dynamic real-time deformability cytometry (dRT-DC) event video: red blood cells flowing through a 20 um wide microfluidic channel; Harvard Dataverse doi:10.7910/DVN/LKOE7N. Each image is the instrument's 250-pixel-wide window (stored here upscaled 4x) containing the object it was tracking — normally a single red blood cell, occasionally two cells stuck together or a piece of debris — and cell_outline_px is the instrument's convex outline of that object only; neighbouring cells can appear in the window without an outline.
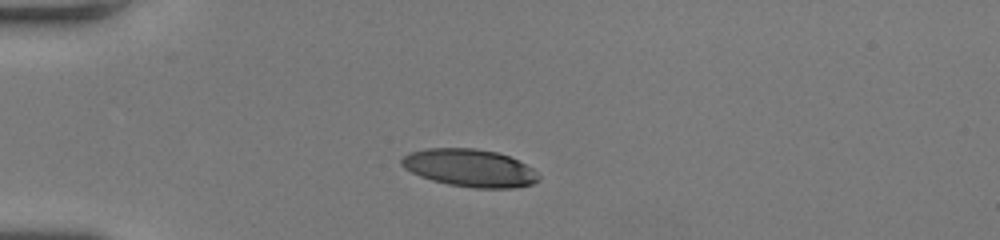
{"species": "human", "species_latin": "Homo sapiens", "temperature_condition": "room temperature", "stored_images_in_passage": 39, "camera_frame_rate_fps": 3000, "um_per_image_px": 0.085, "donor": {"sex": "female"}, "frame": {"image": 1, "passage_image": 1, "time_ms": 0.0, "image_size_px": [1000, 240], "cell_outline_px": [[540, 180], [532, 184], [512, 188], [472, 188], [448, 184], [432, 180], [420, 176], [404, 168], [400, 164], [400, 160], [408, 152], [428, 148], [476, 148], [496, 152], [508, 156], [532, 168], [540, 176]], "centroid_in_image_um": [39.91, 14.28], "position_along_channel_um": 45.1, "area_um2": 30.06}}
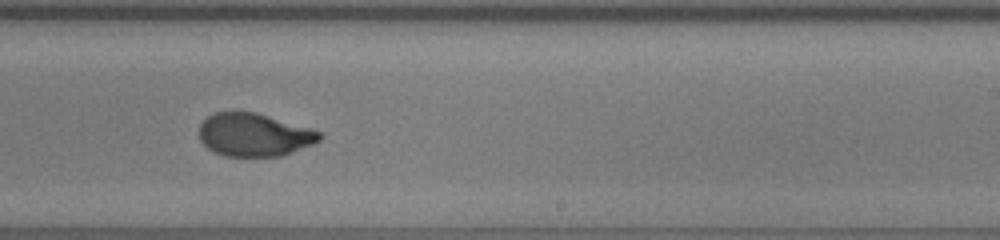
{"frame": {"image": 2, "passage_image": 20, "time_ms": 6.333, "image_size_px": [1000, 240], "cell_outline_px": [[324, 136], [320, 140], [312, 144], [280, 156], [224, 156], [208, 148], [200, 140], [200, 124], [208, 116], [216, 112], [256, 112], [312, 128], [324, 132]], "centroid_in_image_um": [21.64, 11.45], "position_along_channel_um": 267.4, "area_um2": 30.17}}
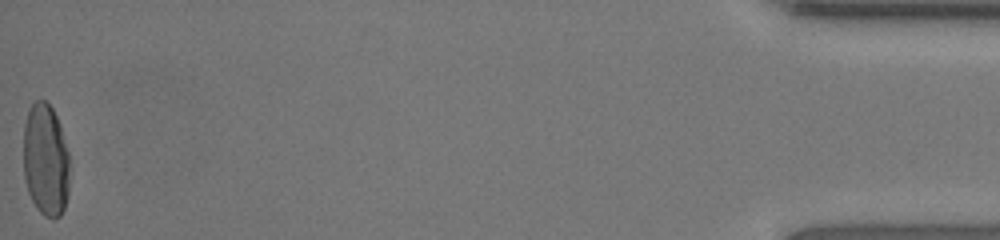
{"frame": {"image": 3, "passage_image": 39, "time_ms": 12.667, "image_size_px": [1000, 240], "cell_outline_px": [[68, 196], [64, 208], [60, 216], [52, 220], [44, 216], [36, 208], [28, 192], [24, 176], [24, 124], [28, 112], [32, 104], [36, 100], [44, 100], [52, 108], [60, 124], [68, 152]], "centroid_in_image_um": [3.88, 13.63], "position_along_channel_um": 431.3, "area_um2": 30.35}, "authors_computed_cell_mechanics": {"area_um2": 31.0386, "velocity_mm_per_s": 4.0443, "shape_relaxation_time_tau1_ms": 6.5072, "shape_relaxation_time_tau2_ms": 0.8241, "deformation_change_tau1": 0.2529, "deformation_change_tau2": 0.0537}}